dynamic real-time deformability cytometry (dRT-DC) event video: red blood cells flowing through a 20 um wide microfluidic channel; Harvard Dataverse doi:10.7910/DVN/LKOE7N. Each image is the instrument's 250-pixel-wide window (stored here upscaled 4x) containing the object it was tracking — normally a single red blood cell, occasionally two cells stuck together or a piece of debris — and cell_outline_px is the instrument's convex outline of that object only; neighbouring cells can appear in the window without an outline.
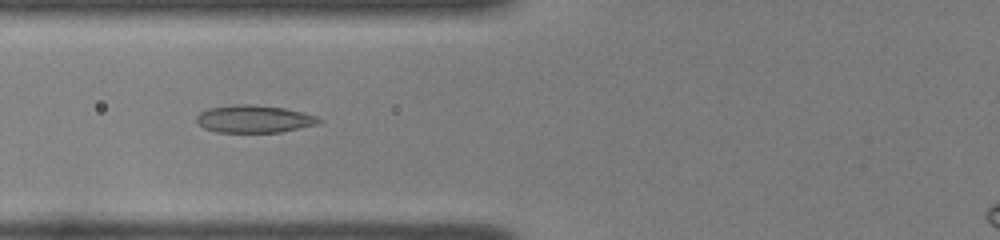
{"species": "common noctule bat (a hibernating species)", "species_latin": "Nyctalus noctula", "temperature_condition": "room temperature", "stored_images_in_passage": 55, "camera_frame_rate_fps": 3000, "um_per_image_px": 0.085, "animal": {"sex": "female", "body_mass_g": 22.0, "forearm_length_mm": 56.7}, "frame": {"image": 1, "passage_image": 25, "time_ms": 8.0, "image_size_px": [1000, 240], "cell_outline_px": [[324, 120], [316, 124], [300, 128], [280, 132], [216, 132], [204, 128], [196, 124], [196, 116], [200, 112], [208, 108], [240, 104], [252, 104], [284, 108], [316, 116]], "centroid_in_image_um": [21.56, 10.11], "position_along_channel_um": 104.2, "area_um2": 19.59}}
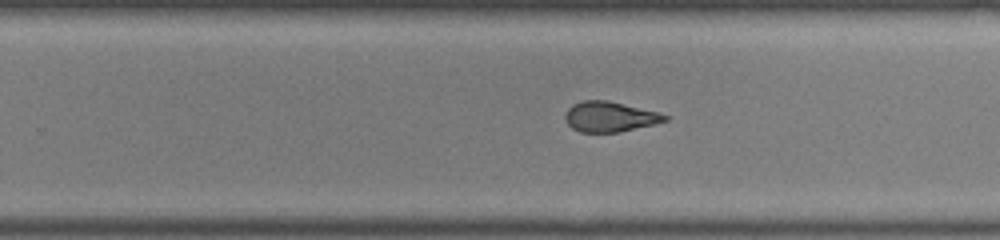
{"frame": {"image": 2, "passage_image": 38, "time_ms": 12.333, "image_size_px": [1000, 240], "cell_outline_px": [[668, 120], [656, 124], [620, 132], [580, 132], [572, 128], [564, 120], [564, 116], [568, 108], [572, 104], [584, 100], [608, 100], [656, 112], [668, 116]], "centroid_in_image_um": [51.8, 9.93], "position_along_channel_um": 278.0, "area_um2": 17.57}}
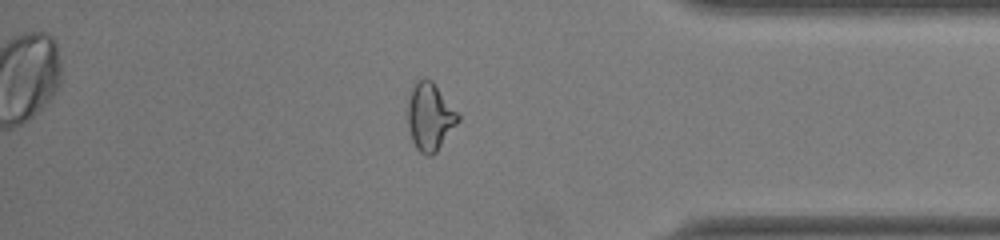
{"frame": {"image": 3, "passage_image": 48, "time_ms": 15.667, "image_size_px": [1000, 240], "cell_outline_px": [[460, 120], [436, 152], [432, 156], [428, 156], [420, 152], [416, 148], [412, 140], [408, 124], [408, 96], [416, 80], [424, 76], [432, 80], [460, 116]], "centroid_in_image_um": [36.53, 9.9], "position_along_channel_um": 398.7, "area_um2": 19.83}}